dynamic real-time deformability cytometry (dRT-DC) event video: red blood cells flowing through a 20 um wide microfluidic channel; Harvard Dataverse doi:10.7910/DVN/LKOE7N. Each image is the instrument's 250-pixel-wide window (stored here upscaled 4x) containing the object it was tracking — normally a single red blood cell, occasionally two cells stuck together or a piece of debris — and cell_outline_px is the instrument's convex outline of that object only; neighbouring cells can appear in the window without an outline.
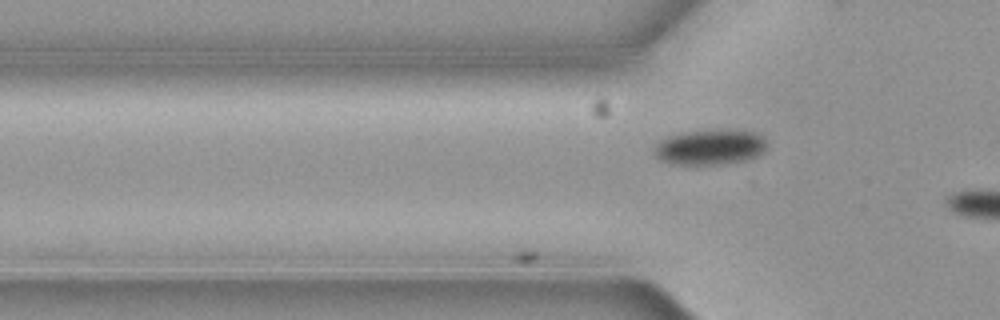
{"species": "common noctule bat (a hibernating species)", "species_latin": "Nyctalus noctula", "temperature_condition": "cold", "stored_images_in_passage": 3, "camera_frame_rate_fps": 3000, "um_per_image_px": 0.085, "animal": {"sex": "female", "body_mass_g": 19.3, "forearm_length_mm": 54.1}, "frame": {"image": 1, "passage_image": 3, "time_ms": 0.667, "image_size_px": [1000, 320], "cell_outline_px": [[768, 144], [764, 152], [756, 156], [744, 160], [724, 164], [672, 164], [660, 160], [652, 152], [656, 144], [660, 140], [668, 136], [680, 132], [744, 128], [756, 132]], "centroid_in_image_um": [60.36, 12.48], "position_along_channel_um": 65.4, "area_um2": 23.64}}